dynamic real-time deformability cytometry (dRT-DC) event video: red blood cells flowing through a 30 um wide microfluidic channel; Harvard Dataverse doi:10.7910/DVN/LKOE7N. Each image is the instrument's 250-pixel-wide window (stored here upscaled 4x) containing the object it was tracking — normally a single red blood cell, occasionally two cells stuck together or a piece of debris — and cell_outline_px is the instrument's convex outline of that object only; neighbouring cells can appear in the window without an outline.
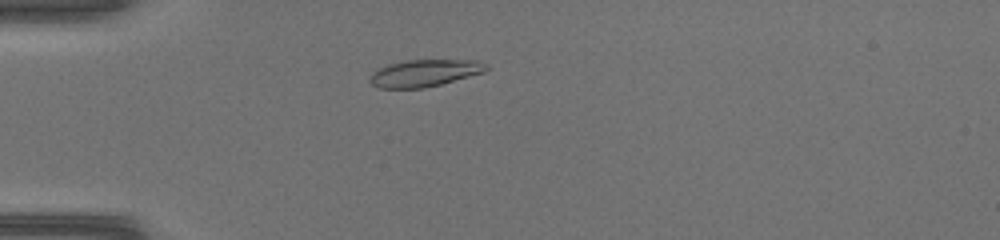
{"species": "common noctule bat (a hibernating species)", "species_latin": "Nyctalus noctula", "temperature_condition": "warm", "stored_images_in_passage": 41, "camera_frame_rate_fps": 3000, "um_per_image_px": 0.085, "animal": {"sex": "female", "body_mass_g": 17.0, "forearm_length_mm": 48.0}, "frame": {"image": 1, "passage_image": 8, "time_ms": 2.333, "image_size_px": [1000, 240], "cell_outline_px": [[488, 68], [484, 72], [440, 84], [424, 88], [380, 88], [372, 84], [372, 76], [380, 68], [388, 64], [408, 60], [476, 60], [484, 64]], "centroid_in_image_um": [36.11, 6.21], "position_along_channel_um": 48.9, "area_um2": 17.8}}
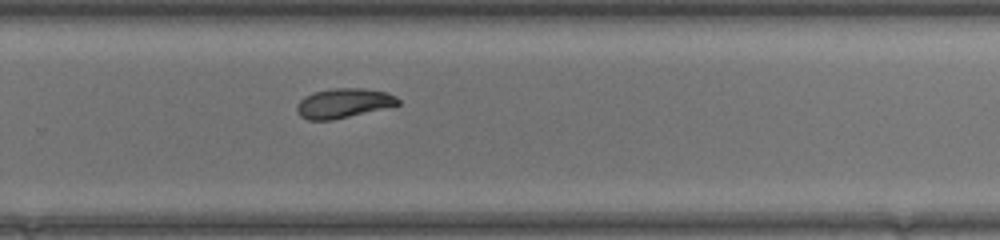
{"frame": {"image": 2, "passage_image": 26, "time_ms": 8.333, "image_size_px": [1000, 240], "cell_outline_px": [[400, 104], [332, 120], [308, 120], [300, 116], [296, 112], [296, 104], [304, 96], [316, 92], [332, 88], [364, 88], [388, 92], [396, 96], [400, 100]], "centroid_in_image_um": [29.18, 8.76], "position_along_channel_um": 300.6, "area_um2": 17.4}}
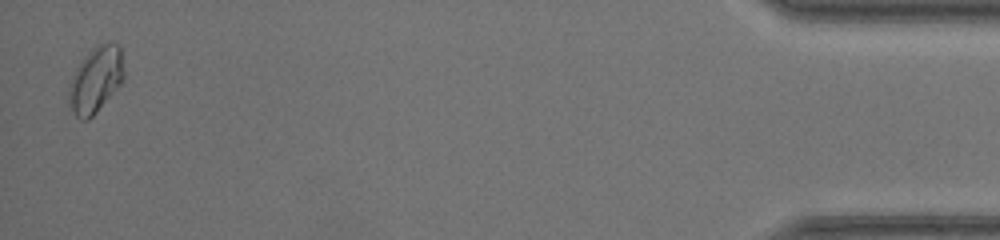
{"frame": {"image": 3, "passage_image": 40, "time_ms": 13.0, "image_size_px": [1000, 240], "cell_outline_px": [[124, 80], [96, 112], [88, 120], [80, 120], [76, 116], [72, 108], [68, 92], [68, 84], [80, 64], [88, 52], [92, 48], [100, 44], [120, 44], [124, 72]], "centroid_in_image_um": [8.15, 6.78], "position_along_channel_um": 427.0, "area_um2": 20.69}}